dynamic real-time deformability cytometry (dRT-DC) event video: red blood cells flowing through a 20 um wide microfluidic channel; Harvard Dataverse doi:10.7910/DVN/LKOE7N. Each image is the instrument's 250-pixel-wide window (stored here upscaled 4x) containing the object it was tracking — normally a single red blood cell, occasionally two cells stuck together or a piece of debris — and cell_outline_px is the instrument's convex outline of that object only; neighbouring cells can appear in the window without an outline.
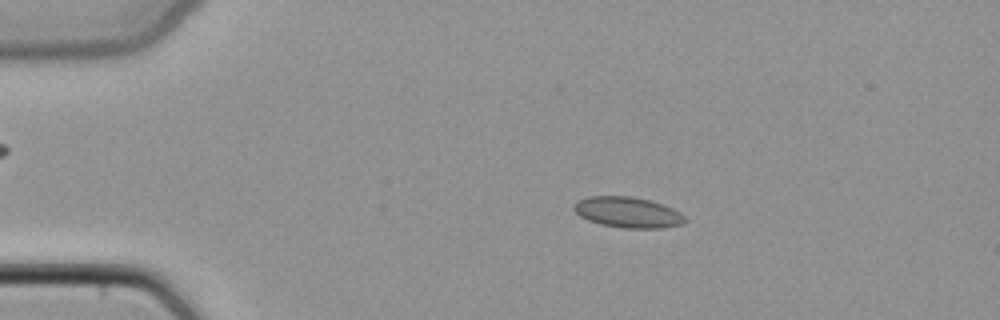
{"species": "common noctule bat (a hibernating species)", "species_latin": "Nyctalus noctula", "temperature_condition": "cold", "stored_images_in_passage": 48, "camera_frame_rate_fps": 3000, "um_per_image_px": 0.085, "animal": {"sex": "female", "body_mass_g": 22.7, "forearm_length_mm": 54.2}, "frame": {"image": 1, "passage_image": 10, "time_ms": 3.0, "image_size_px": [1000, 320], "cell_outline_px": [[688, 220], [680, 224], [664, 228], [624, 228], [600, 224], [588, 220], [580, 216], [572, 208], [572, 204], [576, 200], [588, 196], [632, 196], [664, 204], [680, 212]], "centroid_in_image_um": [53.33, 18.04], "position_along_channel_um": 31.7, "area_um2": 20.06}}
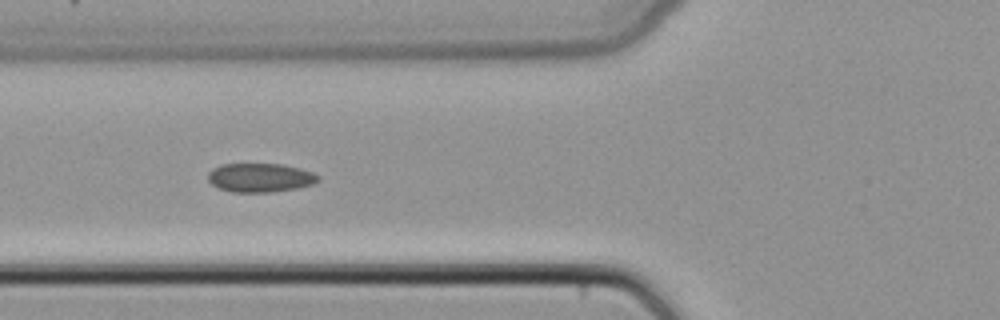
{"frame": {"image": 2, "passage_image": 19, "time_ms": 6.0, "image_size_px": [1000, 320], "cell_outline_px": [[320, 180], [312, 184], [296, 188], [272, 192], [232, 192], [220, 188], [212, 184], [208, 180], [208, 172], [212, 168], [220, 164], [284, 164], [300, 168], [312, 172], [320, 176]], "centroid_in_image_um": [22.11, 15.09], "position_along_channel_um": 103.7, "area_um2": 18.61}}
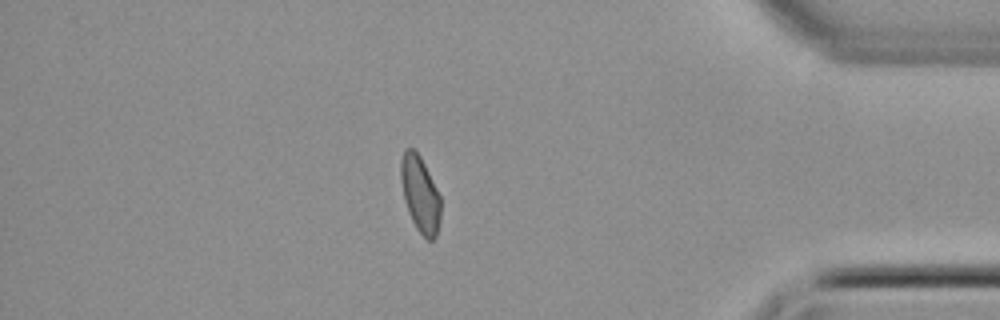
{"frame": {"image": 3, "passage_image": 42, "time_ms": 13.667, "image_size_px": [1000, 320], "cell_outline_px": [[440, 220], [436, 236], [432, 240], [428, 240], [416, 228], [408, 212], [404, 200], [400, 180], [400, 160], [404, 148], [412, 148], [420, 156], [440, 196]], "centroid_in_image_um": [35.68, 16.49], "position_along_channel_um": 399.5, "area_um2": 17.63}}